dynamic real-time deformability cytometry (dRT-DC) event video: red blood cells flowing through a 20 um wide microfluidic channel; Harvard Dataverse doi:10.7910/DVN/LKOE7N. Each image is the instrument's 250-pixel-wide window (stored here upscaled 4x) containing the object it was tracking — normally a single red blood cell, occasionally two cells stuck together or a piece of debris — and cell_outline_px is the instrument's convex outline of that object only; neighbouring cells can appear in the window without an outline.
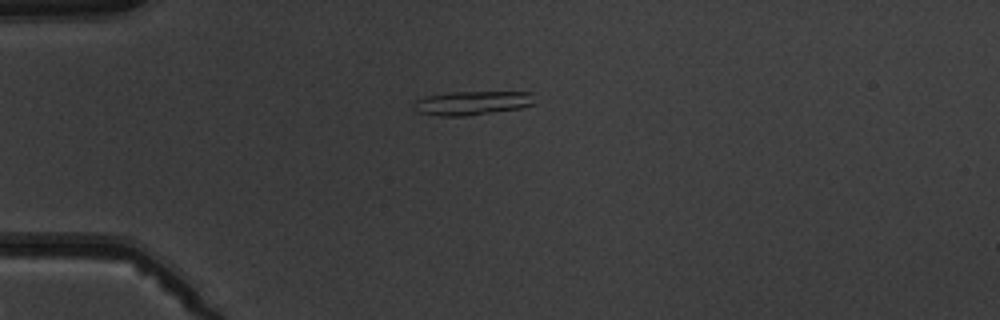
{"species": "common noctule bat (a hibernating species)", "species_latin": "Nyctalus noctula", "temperature_condition": "warm", "stored_images_in_passage": 2, "segment_of_instrument_passage": [1, 2], "camera_frame_rate_fps": 3000, "um_per_image_px": 0.085, "animal": {"sex": "male", "body_mass_g": 19.5, "forearm_length_mm": 54.6}, "frame": {"image": 1, "passage_image": 1, "time_ms": 0.0, "image_size_px": [1000, 320], "cell_outline_px": [[536, 104], [520, 108], [468, 116], [440, 116], [416, 112], [412, 108], [412, 104], [416, 100], [428, 96], [452, 92], [532, 92]], "centroid_in_image_um": [40.14, 8.76], "position_along_channel_um": 44.9, "area_um2": 16.99}}